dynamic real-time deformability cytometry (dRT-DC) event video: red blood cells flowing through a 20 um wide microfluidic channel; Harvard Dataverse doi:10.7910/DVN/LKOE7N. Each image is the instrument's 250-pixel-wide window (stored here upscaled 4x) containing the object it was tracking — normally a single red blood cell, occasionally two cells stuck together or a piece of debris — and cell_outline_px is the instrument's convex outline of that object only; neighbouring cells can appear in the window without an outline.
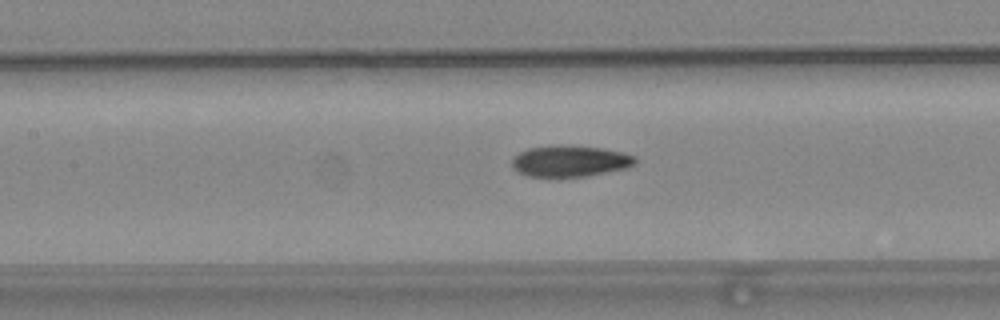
{"species": "common noctule bat (a hibernating species)", "species_latin": "Nyctalus noctula", "temperature_condition": "warm", "stored_images_in_passage": 38, "camera_frame_rate_fps": 3000, "um_per_image_px": 0.085, "animal": {"sex": "female", "body_mass_g": 24.6, "forearm_length_mm": 56.2}, "frame": {"image": 1, "passage_image": 14, "time_ms": 4.333, "image_size_px": [1000, 320], "cell_outline_px": [[636, 164], [628, 168], [584, 176], [528, 176], [516, 172], [512, 168], [512, 160], [520, 152], [528, 148], [556, 144], [568, 144], [604, 148], [624, 152], [636, 156]], "centroid_in_image_um": [48.47, 13.67], "position_along_channel_um": 158.9, "area_um2": 22.77}}
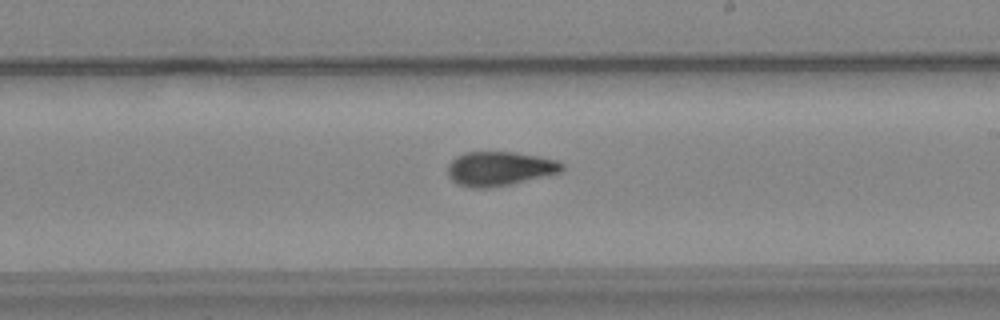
{"frame": {"image": 2, "passage_image": 21, "time_ms": 6.667, "image_size_px": [1000, 320], "cell_outline_px": [[564, 168], [560, 172], [512, 184], [488, 188], [472, 188], [456, 184], [448, 176], [448, 164], [456, 156], [464, 152], [516, 152], [556, 160], [564, 164]], "centroid_in_image_um": [42.43, 14.34], "position_along_channel_um": 246.6, "area_um2": 22.83}}
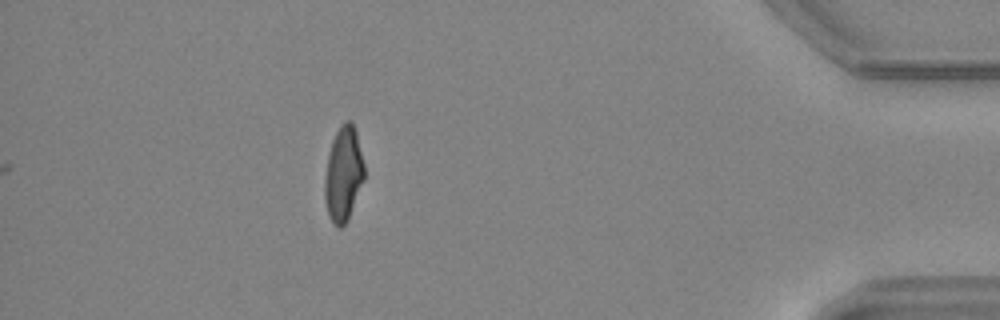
{"frame": {"image": 3, "passage_image": 38, "time_ms": 12.333, "image_size_px": [1000, 320], "cell_outline_px": [[364, 180], [348, 220], [340, 228], [336, 228], [332, 224], [328, 216], [324, 200], [324, 176], [328, 156], [332, 140], [340, 124], [344, 120], [352, 120], [356, 132], [364, 164]], "centroid_in_image_um": [29.17, 14.81], "position_along_channel_um": 406.0, "area_um2": 22.2}, "authors_computed_cell_mechanics": {"area_um2": 22.4264, "velocity_mm_per_s": 3.7616, "shape_relaxation_time_tau1_ms": null, "shape_relaxation_time_tau2_ms": 2.6325, "deformation_change_tau1": null, "deformation_change_tau2": 0.0861}}